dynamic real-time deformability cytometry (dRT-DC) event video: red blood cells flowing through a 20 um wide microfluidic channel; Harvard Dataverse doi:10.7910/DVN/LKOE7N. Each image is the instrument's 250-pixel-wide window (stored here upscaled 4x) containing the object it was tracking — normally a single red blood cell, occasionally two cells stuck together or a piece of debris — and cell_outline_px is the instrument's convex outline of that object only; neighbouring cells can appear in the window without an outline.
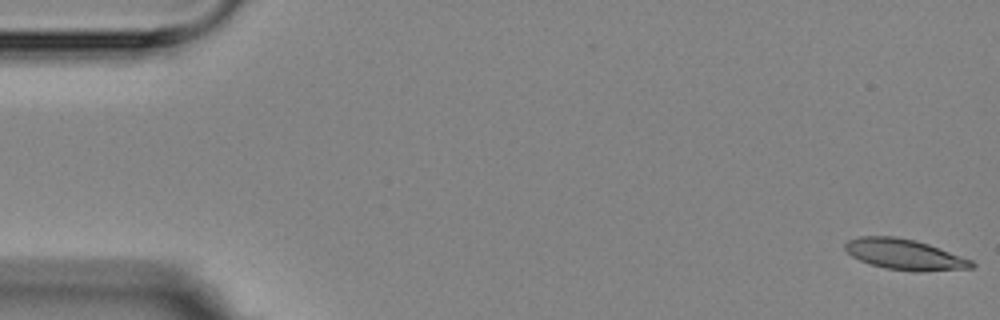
{"species": "Egyptian fruit bat (a non-hibernating species)", "species_latin": "Rousettus aegyptiacus", "temperature_condition": "room temperature", "stored_images_in_passage": 5, "camera_frame_rate_fps": 3000, "um_per_image_px": 0.085, "animal": {"sex": "female"}, "frame": {"image": 1, "passage_image": 1, "time_ms": 0.0, "image_size_px": [1000, 320], "cell_outline_px": [[976, 264], [972, 268], [920, 272], [916, 272], [884, 268], [860, 260], [852, 256], [844, 248], [844, 244], [848, 240], [860, 236], [896, 236], [928, 244], [940, 248], [972, 260]], "centroid_in_image_um": [76.9, 21.63], "position_along_channel_um": 8.1, "area_um2": 22.54}}
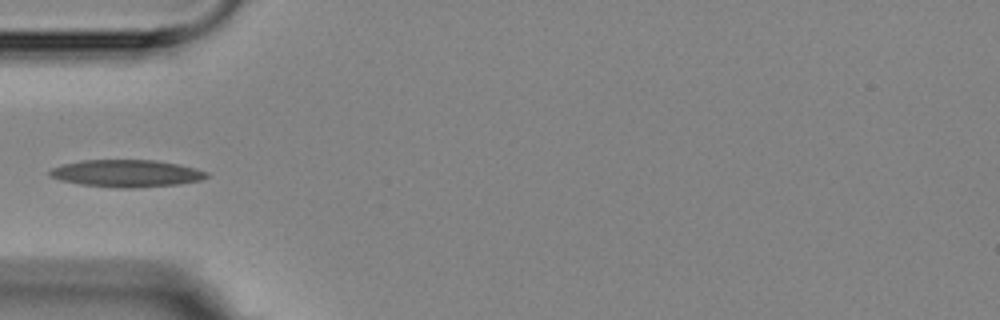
{"frame": {"image": 2, "passage_image": 5, "time_ms": 5.667, "image_size_px": [1000, 320], "cell_outline_px": [[208, 176], [200, 180], [176, 184], [136, 188], [120, 188], [80, 184], [60, 180], [48, 176], [48, 172], [52, 168], [64, 164], [80, 160], [156, 160], [180, 164], [196, 168], [208, 172]], "centroid_in_image_um": [10.74, 14.73], "position_along_channel_um": 74.3, "area_um2": 24.91}}